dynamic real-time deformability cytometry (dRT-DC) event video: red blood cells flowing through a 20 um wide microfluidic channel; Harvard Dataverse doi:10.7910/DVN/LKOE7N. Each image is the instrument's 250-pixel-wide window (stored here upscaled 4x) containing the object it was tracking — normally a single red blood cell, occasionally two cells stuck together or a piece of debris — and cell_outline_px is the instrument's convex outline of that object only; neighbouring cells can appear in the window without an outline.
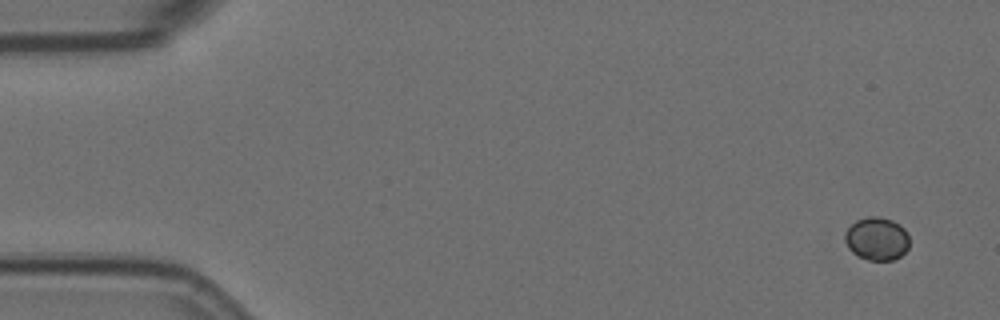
{"species": "Egyptian fruit bat (a non-hibernating species)", "species_latin": "Rousettus aegyptiacus", "temperature_condition": "room temperature", "stored_images_in_passage": 5, "camera_frame_rate_fps": 3000, "um_per_image_px": 0.085, "animal": {"sex": "female"}, "frame": {"image": 1, "passage_image": 1, "time_ms": 0.0, "image_size_px": [1000, 320], "cell_outline_px": [[908, 248], [900, 256], [892, 260], [868, 260], [852, 252], [848, 248], [844, 240], [844, 232], [856, 220], [868, 216], [876, 216], [892, 220], [900, 224], [904, 228], [908, 236]], "centroid_in_image_um": [74.51, 20.28], "position_along_channel_um": 10.5, "area_um2": 16.18}}
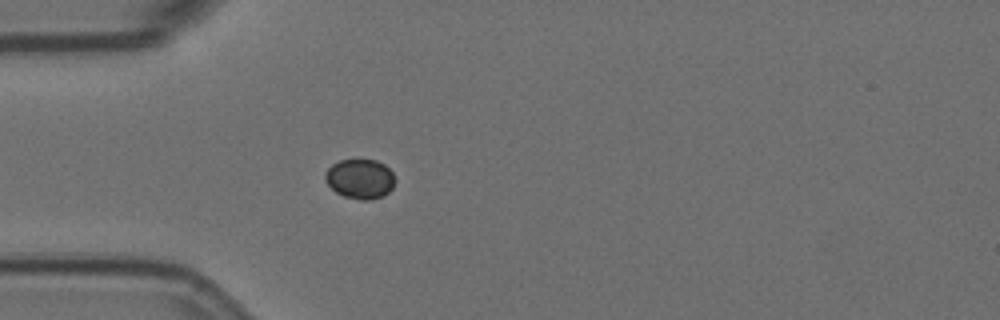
{"frame": {"image": 2, "passage_image": 5, "time_ms": 1.333, "image_size_px": [1000, 320], "cell_outline_px": [[396, 180], [392, 188], [384, 196], [368, 200], [360, 200], [344, 196], [336, 192], [324, 180], [324, 172], [332, 164], [340, 160], [376, 160], [384, 164], [392, 172]], "centroid_in_image_um": [30.6, 15.2], "position_along_channel_um": 54.4, "area_um2": 16.24}}